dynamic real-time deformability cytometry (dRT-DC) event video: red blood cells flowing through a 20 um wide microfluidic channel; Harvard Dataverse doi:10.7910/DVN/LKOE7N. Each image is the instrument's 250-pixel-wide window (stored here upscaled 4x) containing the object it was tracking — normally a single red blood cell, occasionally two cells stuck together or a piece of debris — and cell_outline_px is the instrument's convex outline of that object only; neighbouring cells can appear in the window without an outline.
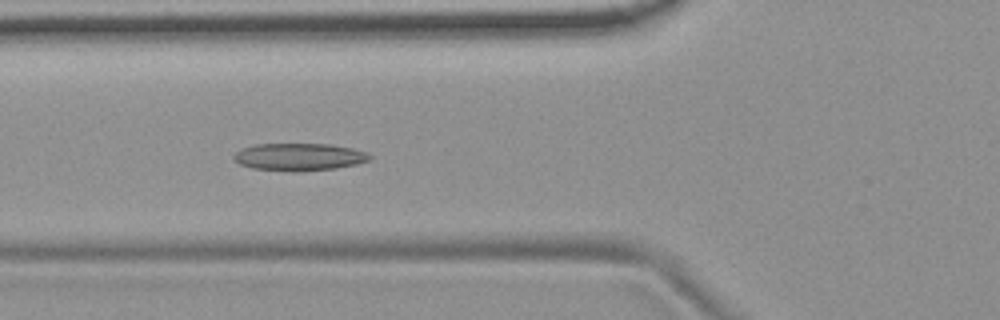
{"species": "common noctule bat (a hibernating species)", "species_latin": "Nyctalus noctula", "temperature_condition": "room temperature", "stored_images_in_passage": 54, "camera_frame_rate_fps": 3000, "um_per_image_px": 0.085, "animal": {"sex": "female", "body_mass_g": 19.9}, "frame": {"image": 1, "passage_image": 20, "time_ms": 6.333, "image_size_px": [1000, 320], "cell_outline_px": [[372, 160], [356, 164], [336, 168], [300, 172], [292, 172], [252, 168], [240, 164], [232, 156], [240, 148], [256, 144], [332, 144], [352, 148], [368, 152], [372, 156]], "centroid_in_image_um": [25.46, 13.34], "position_along_channel_um": 100.3, "area_um2": 22.02}}
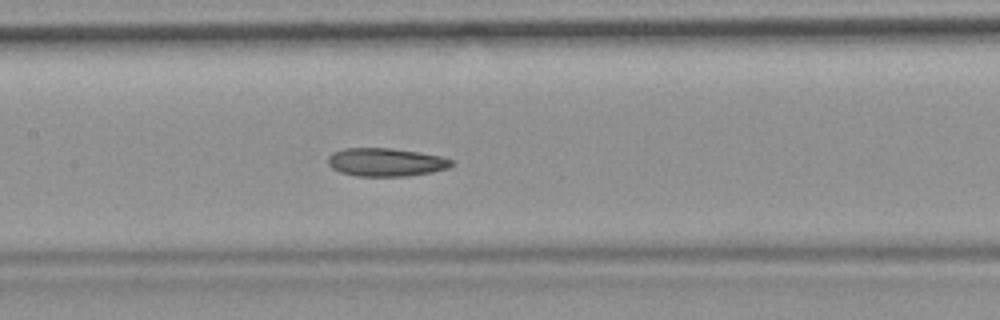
{"frame": {"image": 2, "passage_image": 26, "time_ms": 8.333, "image_size_px": [1000, 320], "cell_outline_px": [[456, 160], [448, 168], [432, 172], [408, 176], [356, 176], [340, 172], [332, 168], [328, 164], [328, 156], [332, 152], [344, 148], [392, 148], [440, 156]], "centroid_in_image_um": [32.79, 13.78], "position_along_channel_um": 174.6, "area_um2": 20.4}}
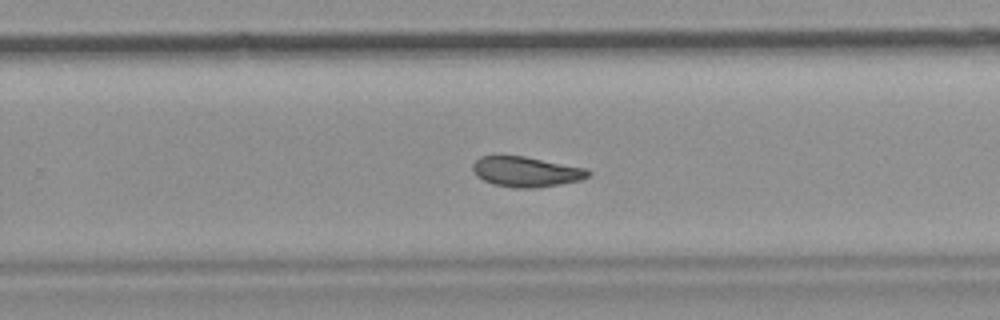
{"frame": {"image": 3, "passage_image": 35, "time_ms": 11.333, "image_size_px": [1000, 320], "cell_outline_px": [[592, 172], [588, 176], [580, 180], [560, 184], [536, 188], [516, 188], [492, 184], [476, 176], [472, 168], [472, 164], [480, 156], [524, 156], [588, 168]], "centroid_in_image_um": [44.73, 14.6], "position_along_channel_um": 285.1, "area_um2": 20.4}, "authors_computed_cell_mechanics": {"area_um2": 21.2704, "velocity_mm_per_s": 3.7035, "shape_relaxation_time_tau1_ms": null, "shape_relaxation_time_tau2_ms": 5.7426, "deformation_change_tau1": null, "deformation_change_tau2": 0.102}}